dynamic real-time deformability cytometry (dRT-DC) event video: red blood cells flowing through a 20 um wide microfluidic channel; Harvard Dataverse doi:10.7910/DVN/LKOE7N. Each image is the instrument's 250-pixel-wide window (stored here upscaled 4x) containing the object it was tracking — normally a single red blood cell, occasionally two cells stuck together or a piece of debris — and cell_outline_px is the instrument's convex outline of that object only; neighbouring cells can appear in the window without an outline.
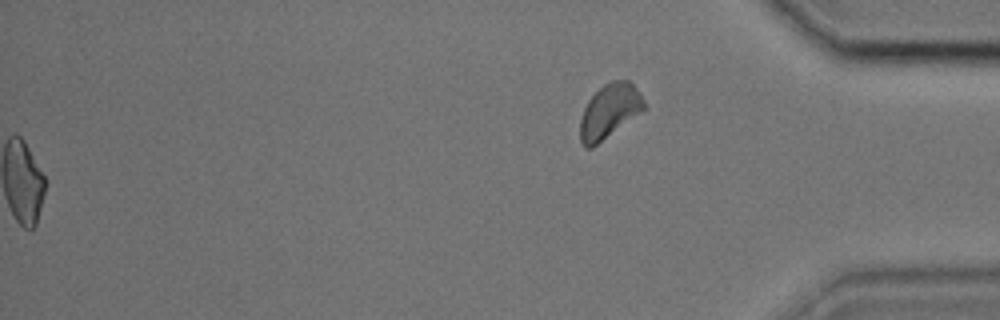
{"species": "common noctule bat (a hibernating species)", "species_latin": "Nyctalus noctula", "temperature_condition": "cold", "stored_images_in_passage": 43, "segment_of_instrument_passage": [2, 2], "camera_frame_rate_fps": 3000, "um_per_image_px": 0.085, "animal": {"sex": "male", "body_mass_g": 17.9, "forearm_length_mm": 54.2}, "frame": {"image": 1, "passage_image": 43, "time_ms": 14.0, "image_size_px": [1000, 320], "cell_outline_px": [[644, 108], [640, 112], [592, 148], [584, 148], [580, 140], [580, 120], [584, 108], [588, 100], [604, 84], [612, 80], [628, 80], [640, 92], [644, 100]], "centroid_in_image_um": [51.77, 9.45], "position_along_channel_um": 383.4, "area_um2": 19.83}}